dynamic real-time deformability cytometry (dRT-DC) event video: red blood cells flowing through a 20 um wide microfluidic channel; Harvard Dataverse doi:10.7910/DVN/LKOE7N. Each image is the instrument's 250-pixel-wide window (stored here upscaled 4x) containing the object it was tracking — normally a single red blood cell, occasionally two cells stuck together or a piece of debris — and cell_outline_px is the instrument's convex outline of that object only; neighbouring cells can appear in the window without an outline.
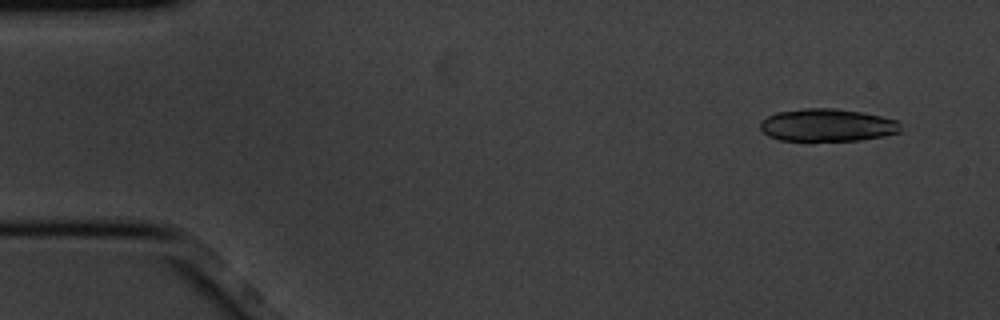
{"species": "common noctule bat (a hibernating species)", "species_latin": "Nyctalus noctula", "temperature_condition": "cold", "stored_images_in_passage": 10, "camera_frame_rate_fps": 3000, "um_per_image_px": 0.085, "animal": {"sex": "male", "body_mass_g": 20.1, "forearm_length_mm": 53.5}, "frame": {"image": 1, "passage_image": 1, "time_ms": 0.0, "image_size_px": [1000, 320], "cell_outline_px": [[900, 132], [884, 136], [860, 140], [780, 140], [768, 136], [760, 128], [760, 124], [768, 116], [776, 112], [804, 108], [836, 108], [860, 112], [900, 120]], "centroid_in_image_um": [70.34, 10.63], "position_along_channel_um": 14.7, "area_um2": 26.59}}
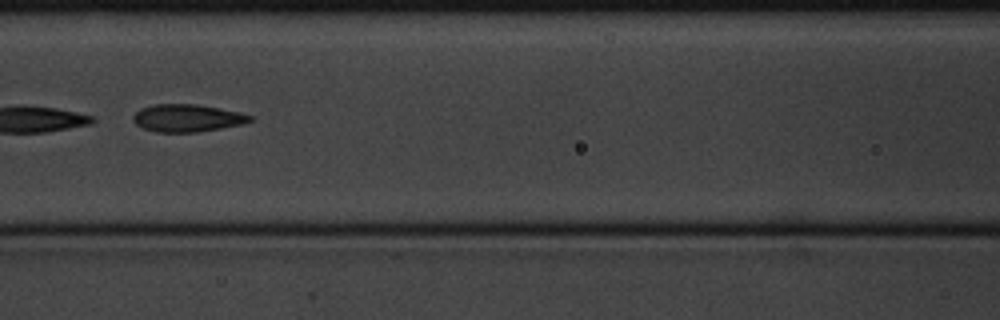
{"frame": {"image": 2, "passage_image": 7, "time_ms": 2.0, "image_size_px": [1000, 320], "cell_outline_px": [[252, 120], [240, 124], [220, 128], [196, 132], [156, 132], [144, 128], [136, 124], [132, 120], [132, 116], [140, 108], [152, 104], [196, 104], [220, 108], [240, 112], [252, 116]], "centroid_in_image_um": [15.87, 10.02], "position_along_channel_um": 150.7, "area_um2": 18.67}}
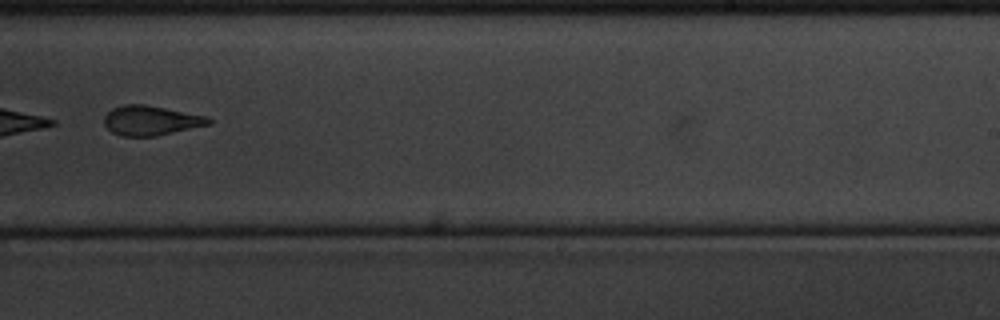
{"frame": {"image": 3, "passage_image": 10, "time_ms": 3.0, "image_size_px": [1000, 320], "cell_outline_px": [[212, 124], [156, 136], [120, 136], [112, 132], [104, 124], [104, 116], [112, 108], [124, 104], [144, 104], [208, 116], [212, 120]], "centroid_in_image_um": [12.83, 10.24], "position_along_channel_um": 276.2, "area_um2": 18.15}}